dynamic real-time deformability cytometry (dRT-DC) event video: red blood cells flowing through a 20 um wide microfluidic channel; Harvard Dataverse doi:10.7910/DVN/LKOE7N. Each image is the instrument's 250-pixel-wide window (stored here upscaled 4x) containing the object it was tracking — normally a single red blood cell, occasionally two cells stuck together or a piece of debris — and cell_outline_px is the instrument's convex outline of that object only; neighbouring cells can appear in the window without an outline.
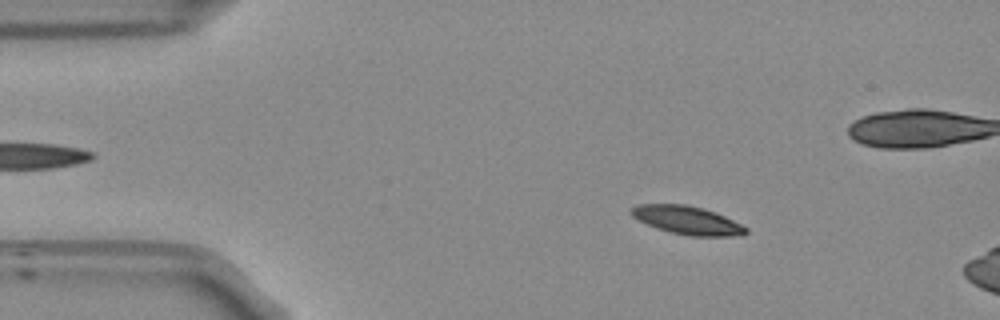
{"species": "Egyptian fruit bat (a non-hibernating species)", "species_latin": "Rousettus aegyptiacus", "temperature_condition": "room temperature", "stored_images_in_passage": 13, "camera_frame_rate_fps": 3000, "um_per_image_px": 0.085, "frame": {"image": 1, "passage_image": 8, "time_ms": 2.333, "image_size_px": [1000, 320], "cell_outline_px": [[748, 232], [740, 236], [688, 236], [656, 228], [632, 216], [628, 212], [636, 204], [688, 204], [716, 212], [748, 228]], "centroid_in_image_um": [58.42, 18.71], "position_along_channel_um": 26.6, "area_um2": 18.9}}